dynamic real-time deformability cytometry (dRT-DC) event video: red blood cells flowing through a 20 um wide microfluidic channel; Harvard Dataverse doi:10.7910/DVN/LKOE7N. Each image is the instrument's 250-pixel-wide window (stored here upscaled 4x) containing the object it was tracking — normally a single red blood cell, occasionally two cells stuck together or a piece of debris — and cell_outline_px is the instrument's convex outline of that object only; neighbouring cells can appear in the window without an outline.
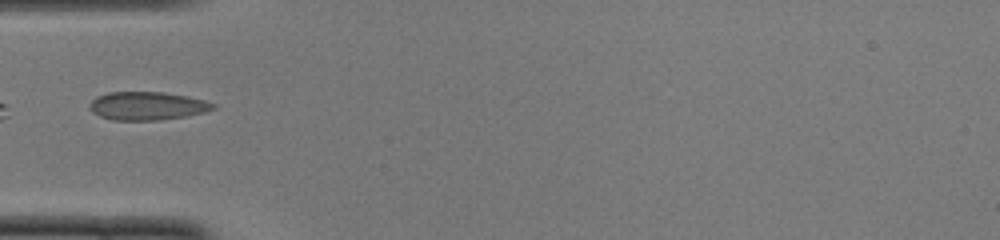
{"species": "common noctule bat (a hibernating species)", "species_latin": "Nyctalus noctula", "temperature_condition": "cold", "stored_images_in_passage": 33, "camera_frame_rate_fps": 3000, "um_per_image_px": 0.085, "animal": {"sex": "female", "body_mass_g": 22.0, "forearm_length_mm": 56.7}, "frame": {"image": 1, "passage_image": 1, "time_ms": 0.0, "image_size_px": [1000, 240], "cell_outline_px": [[216, 108], [204, 112], [188, 116], [160, 120], [112, 120], [100, 116], [92, 112], [88, 104], [96, 96], [108, 92], [160, 92], [188, 96], [204, 100], [216, 104]], "centroid_in_image_um": [12.51, 9.0], "position_along_channel_um": 72.5, "area_um2": 20.46}}
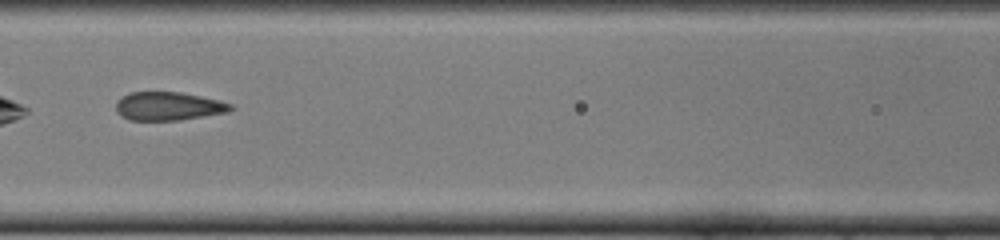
{"frame": {"image": 2, "passage_image": 7, "time_ms": 2.0, "image_size_px": [1000, 240], "cell_outline_px": [[236, 108], [228, 112], [180, 120], [128, 120], [120, 116], [116, 112], [116, 100], [128, 92], [180, 92], [220, 100], [232, 104]], "centroid_in_image_um": [14.3, 9.02], "position_along_channel_um": 152.3, "area_um2": 19.25}}
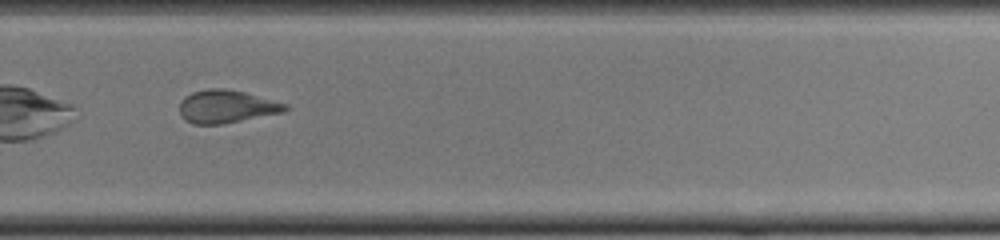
{"frame": {"image": 3, "passage_image": 19, "time_ms": 6.0, "image_size_px": [1000, 240], "cell_outline_px": [[288, 108], [284, 112], [224, 124], [192, 124], [184, 120], [180, 116], [180, 100], [192, 92], [208, 88], [224, 88], [244, 92], [288, 104]], "centroid_in_image_um": [19.23, 9.06], "position_along_channel_um": 310.6, "area_um2": 20.4}}